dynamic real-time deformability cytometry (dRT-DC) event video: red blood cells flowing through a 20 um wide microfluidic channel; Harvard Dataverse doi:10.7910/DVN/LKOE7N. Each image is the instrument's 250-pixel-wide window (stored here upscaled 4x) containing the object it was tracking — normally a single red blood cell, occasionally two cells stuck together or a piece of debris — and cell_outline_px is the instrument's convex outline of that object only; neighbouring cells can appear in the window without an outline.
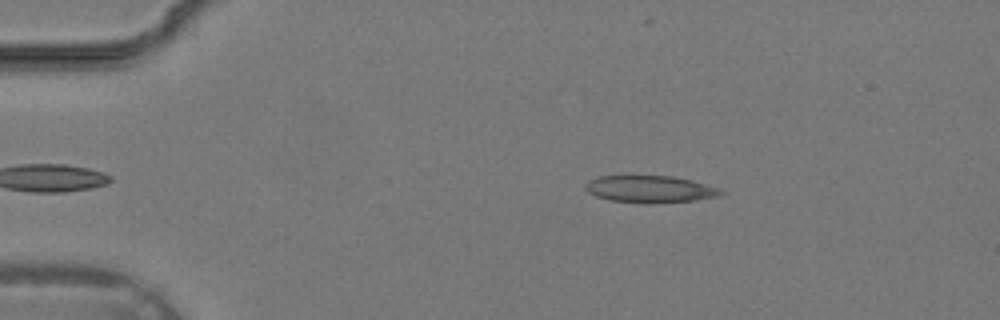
{"species": "common noctule bat (a hibernating species)", "species_latin": "Nyctalus noctula", "temperature_condition": "warm", "stored_images_in_passage": 30, "camera_frame_rate_fps": 3000, "um_per_image_px": 0.085, "animal": {"sex": "male", "body_mass_g": 19.2, "forearm_length_mm": 51.8}, "frame": {"image": 1, "passage_image": 1, "time_ms": 0.0, "image_size_px": [1000, 320], "cell_outline_px": [[724, 192], [720, 196], [696, 200], [608, 200], [596, 196], [588, 192], [584, 188], [584, 184], [588, 180], [596, 176], [624, 172], [672, 176], [692, 180], [720, 188]], "centroid_in_image_um": [55.15, 15.95], "position_along_channel_um": 29.9, "area_um2": 21.44}}
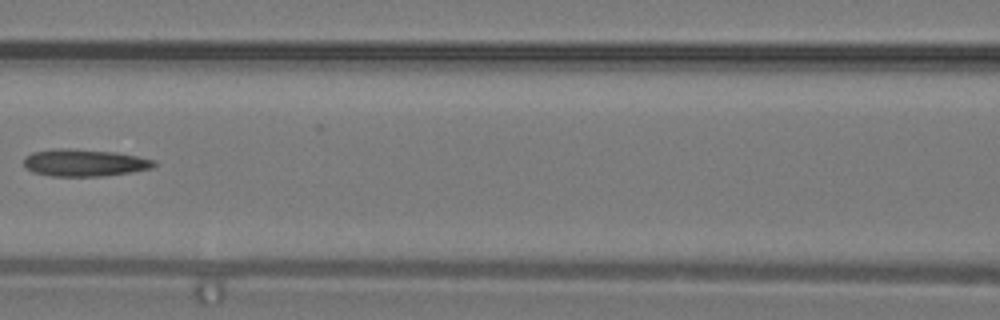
{"frame": {"image": 2, "passage_image": 11, "time_ms": 3.333, "image_size_px": [1000, 320], "cell_outline_px": [[156, 164], [152, 168], [128, 172], [100, 176], [52, 176], [32, 172], [24, 164], [24, 156], [32, 152], [56, 148], [68, 148], [116, 152], [156, 160]], "centroid_in_image_um": [7.15, 13.82], "position_along_channel_um": 159.5, "area_um2": 20.52}}
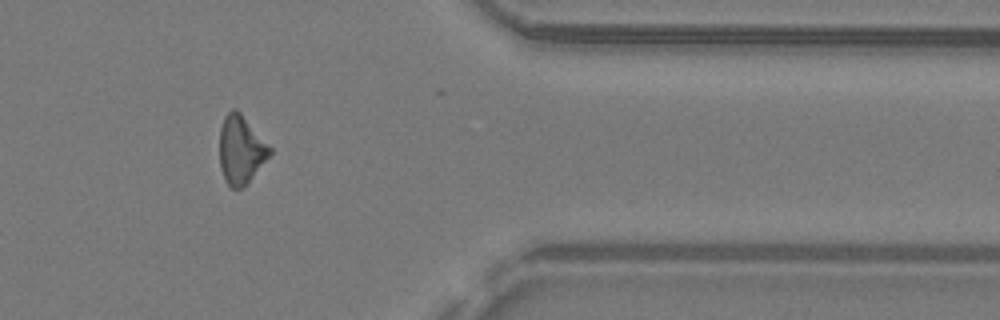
{"frame": {"image": 3, "passage_image": 24, "time_ms": 7.667, "image_size_px": [1000, 320], "cell_outline_px": [[272, 152], [248, 180], [240, 188], [232, 188], [224, 180], [220, 168], [220, 128], [224, 116], [232, 108], [236, 108], [240, 112], [272, 148]], "centroid_in_image_um": [20.45, 12.68], "position_along_channel_um": 391.0, "area_um2": 19.59}}